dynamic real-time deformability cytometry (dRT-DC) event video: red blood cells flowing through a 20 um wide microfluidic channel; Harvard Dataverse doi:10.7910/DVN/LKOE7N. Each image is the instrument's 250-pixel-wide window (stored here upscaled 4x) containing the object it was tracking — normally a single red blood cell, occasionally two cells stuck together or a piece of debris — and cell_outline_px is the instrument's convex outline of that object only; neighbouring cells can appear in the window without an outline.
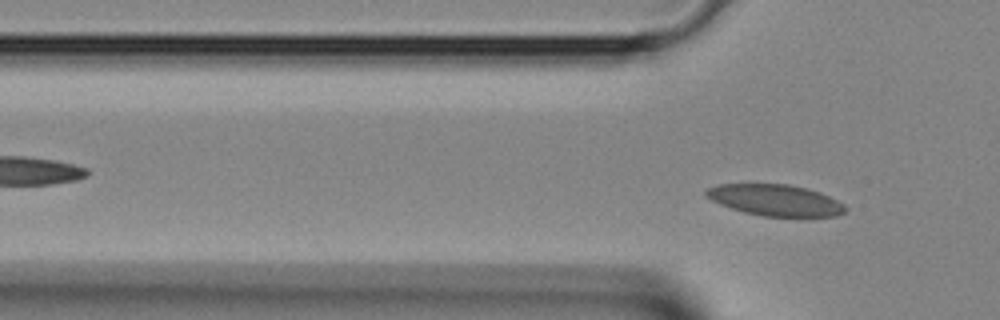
{"species": "Egyptian fruit bat (a non-hibernating species)", "species_latin": "Rousettus aegyptiacus", "temperature_condition": "room temperature", "stored_images_in_passage": 3, "camera_frame_rate_fps": 3000, "um_per_image_px": 0.085, "animal": {"sex": "female"}, "frame": {"image": 1, "passage_image": 3, "time_ms": 0.667, "image_size_px": [1000, 320], "cell_outline_px": [[848, 208], [844, 212], [836, 216], [760, 216], [744, 212], [720, 204], [704, 196], [704, 192], [708, 188], [716, 184], [788, 184], [820, 192], [844, 204]], "centroid_in_image_um": [65.87, 17.01], "position_along_channel_um": 59.9, "area_um2": 25.26}}